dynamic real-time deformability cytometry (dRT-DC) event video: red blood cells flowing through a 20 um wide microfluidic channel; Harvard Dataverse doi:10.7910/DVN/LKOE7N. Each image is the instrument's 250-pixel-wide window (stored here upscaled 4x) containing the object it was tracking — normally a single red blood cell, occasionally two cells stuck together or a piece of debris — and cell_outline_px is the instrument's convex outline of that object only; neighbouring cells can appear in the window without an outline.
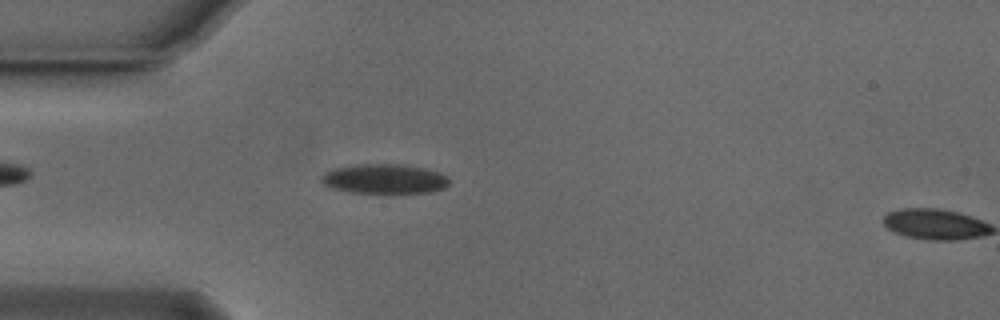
{"species": "Egyptian fruit bat (a non-hibernating species)", "species_latin": "Rousettus aegyptiacus", "temperature_condition": "cold", "stored_images_in_passage": 7, "camera_frame_rate_fps": 3000, "um_per_image_px": 0.085, "animal": {"sex": "male"}, "frame": {"image": 1, "passage_image": 6, "time_ms": 1.667, "image_size_px": [1000, 320], "cell_outline_px": [[448, 184], [444, 188], [432, 192], [352, 192], [336, 188], [324, 184], [320, 180], [320, 176], [324, 172], [336, 168], [360, 164], [404, 164], [424, 168], [448, 176]], "centroid_in_image_um": [32.69, 15.19], "position_along_channel_um": 52.3, "area_um2": 21.68}}